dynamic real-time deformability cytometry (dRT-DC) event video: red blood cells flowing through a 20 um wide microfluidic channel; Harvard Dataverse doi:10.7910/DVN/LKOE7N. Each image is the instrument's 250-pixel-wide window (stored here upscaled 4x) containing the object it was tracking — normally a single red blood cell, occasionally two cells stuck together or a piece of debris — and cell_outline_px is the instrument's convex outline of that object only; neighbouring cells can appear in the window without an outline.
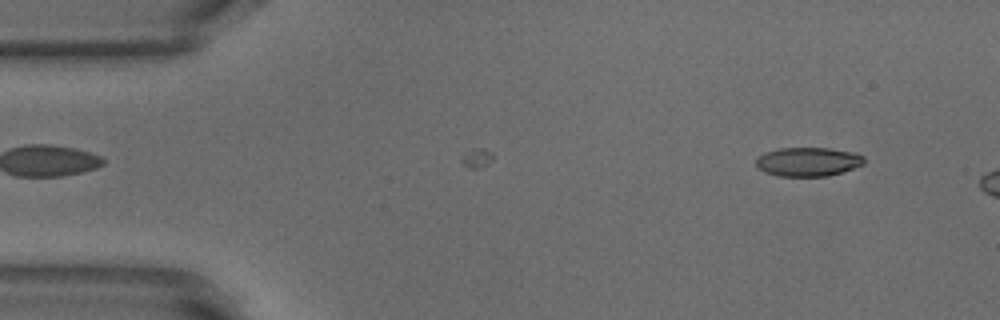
{"species": "common noctule bat (a hibernating species)", "species_latin": "Nyctalus noctula", "temperature_condition": "warm", "stored_images_in_passage": 8, "camera_frame_rate_fps": 3000, "um_per_image_px": 0.085, "animal": {"sex": "male", "body_mass_g": 18.8}, "frame": {"image": 1, "passage_image": 5, "time_ms": 1.333, "image_size_px": [1000, 320], "cell_outline_px": [[864, 164], [840, 172], [824, 176], [780, 176], [768, 172], [760, 168], [756, 164], [756, 160], [760, 156], [768, 152], [784, 148], [824, 148], [848, 152], [860, 156], [864, 160]], "centroid_in_image_um": [68.66, 13.76], "position_along_channel_um": 16.3, "area_um2": 17.4}}